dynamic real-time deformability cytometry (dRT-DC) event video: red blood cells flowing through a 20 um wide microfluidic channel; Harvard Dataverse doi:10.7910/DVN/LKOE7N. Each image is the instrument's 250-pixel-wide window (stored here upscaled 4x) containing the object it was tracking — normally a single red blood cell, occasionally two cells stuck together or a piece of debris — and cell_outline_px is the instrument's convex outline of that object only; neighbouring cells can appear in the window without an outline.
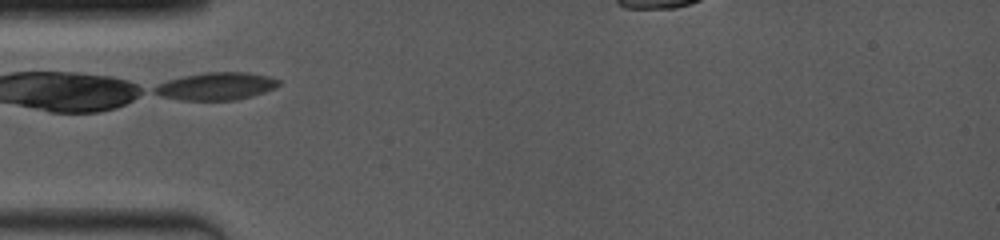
{"species": "common noctule bat (a hibernating species)", "species_latin": "Nyctalus noctula", "temperature_condition": "room temperature", "stored_images_in_passage": 42, "camera_frame_rate_fps": 4000, "um_per_image_px": 0.085, "animal": {"sex": "female", "body_mass_g": 19.0, "forearm_length_mm": 53.3}, "frame": {"image": 1, "passage_image": 1, "time_ms": 0.0, "image_size_px": [1000, 240], "cell_outline_px": [[280, 84], [276, 88], [252, 96], [236, 100], [180, 100], [160, 96], [152, 92], [152, 88], [168, 80], [184, 76], [204, 72], [248, 72], [268, 76], [280, 80]], "centroid_in_image_um": [18.38, 7.33], "position_along_channel_um": 66.6, "area_um2": 20.06}}
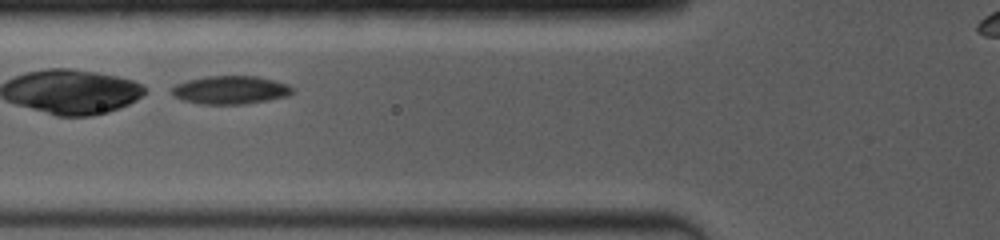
{"frame": {"image": 2, "passage_image": 7, "time_ms": 1.0, "image_size_px": [1000, 240], "cell_outline_px": [[296, 88], [288, 96], [268, 100], [244, 104], [200, 104], [184, 100], [172, 96], [172, 88], [176, 84], [188, 80], [204, 76], [256, 76], [288, 84]], "centroid_in_image_um": [19.6, 7.65], "position_along_channel_um": 106.2, "area_um2": 19.88}}